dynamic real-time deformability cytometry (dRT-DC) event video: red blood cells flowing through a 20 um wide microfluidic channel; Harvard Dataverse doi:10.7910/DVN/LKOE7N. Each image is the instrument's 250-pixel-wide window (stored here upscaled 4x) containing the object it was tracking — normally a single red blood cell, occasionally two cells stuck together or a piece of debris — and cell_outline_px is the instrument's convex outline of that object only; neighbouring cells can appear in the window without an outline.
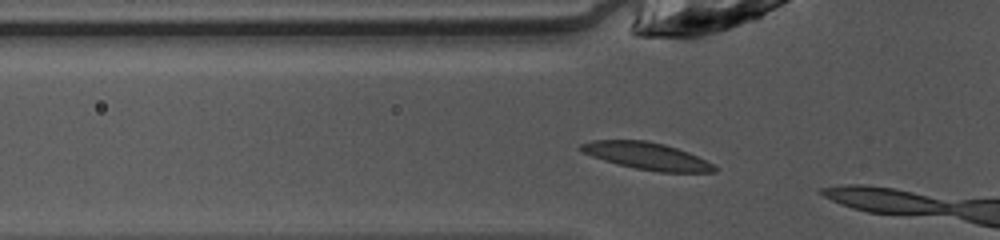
{"species": "common noctule bat (a hibernating species)", "species_latin": "Nyctalus noctula", "temperature_condition": "warm", "stored_images_in_passage": 5, "camera_frame_rate_fps": 3000, "um_per_image_px": 0.085, "animal": {"sex": "female", "body_mass_g": 10.0, "forearm_length_mm": 53.1}, "frame": {"image": 1, "passage_image": 3, "time_ms": 0.667, "image_size_px": [1000, 240], "cell_outline_px": [[716, 172], [660, 172], [636, 168], [616, 164], [580, 152], [576, 148], [580, 144], [592, 140], [648, 140], [664, 144], [688, 152], [712, 164], [716, 168]], "centroid_in_image_um": [54.9, 13.25], "position_along_channel_um": 70.9, "area_um2": 21.04}}